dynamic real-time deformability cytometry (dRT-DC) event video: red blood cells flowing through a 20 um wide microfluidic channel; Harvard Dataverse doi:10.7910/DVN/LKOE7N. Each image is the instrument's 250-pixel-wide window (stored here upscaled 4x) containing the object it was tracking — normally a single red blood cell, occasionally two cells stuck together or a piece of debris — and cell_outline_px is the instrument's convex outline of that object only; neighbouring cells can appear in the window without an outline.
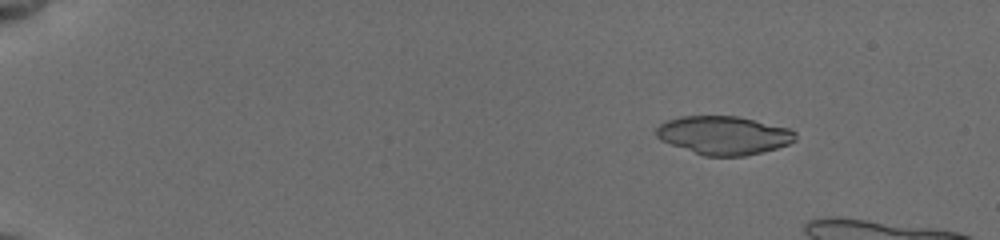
{"species": "common noctule bat (a hibernating species)", "species_latin": "Nyctalus noctula", "temperature_condition": "cold", "stored_images_in_passage": 19, "camera_frame_rate_fps": 3000, "um_per_image_px": 0.085, "animal": {"sex": "female", "body_mass_g": 19.5, "forearm_length_mm": 54.1}, "frame": {"image": 1, "passage_image": 1, "time_ms": 0.0, "image_size_px": [1000, 240], "cell_outline_px": [[796, 140], [788, 144], [776, 148], [744, 156], [704, 156], [660, 140], [656, 136], [656, 128], [664, 120], [680, 116], [736, 116], [792, 128], [796, 132]], "centroid_in_image_um": [61.52, 11.49], "position_along_channel_um": 23.5, "area_um2": 31.27}}